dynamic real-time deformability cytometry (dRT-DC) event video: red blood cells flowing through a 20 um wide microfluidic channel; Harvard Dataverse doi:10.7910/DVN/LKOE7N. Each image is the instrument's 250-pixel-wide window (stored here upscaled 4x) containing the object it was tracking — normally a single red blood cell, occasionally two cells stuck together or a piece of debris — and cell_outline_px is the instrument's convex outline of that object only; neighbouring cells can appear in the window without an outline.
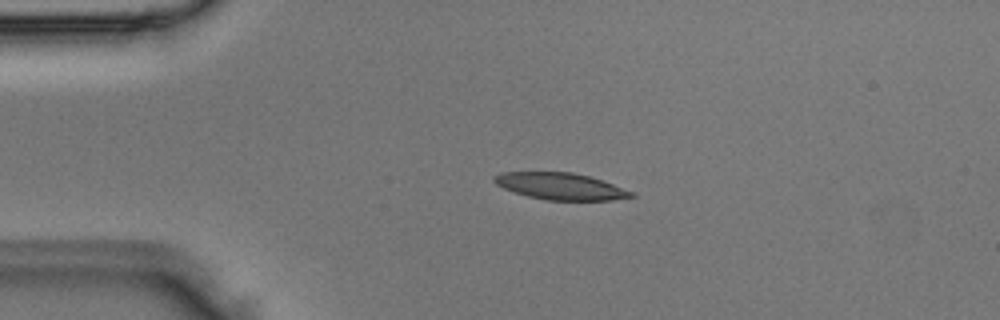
{"species": "Egyptian fruit bat (a non-hibernating species)", "species_latin": "Rousettus aegyptiacus", "temperature_condition": "room temperature", "stored_images_in_passage": 3, "camera_frame_rate_fps": 3000, "um_per_image_px": 0.085, "animal": {"sex": "male"}, "frame": {"image": 1, "passage_image": 2, "time_ms": 0.333, "image_size_px": [1000, 320], "cell_outline_px": [[636, 196], [612, 200], [544, 200], [528, 196], [504, 188], [496, 184], [492, 180], [492, 176], [504, 172], [572, 172], [588, 176], [636, 192]], "centroid_in_image_um": [47.65, 15.83], "position_along_channel_um": 37.3, "area_um2": 21.27}}